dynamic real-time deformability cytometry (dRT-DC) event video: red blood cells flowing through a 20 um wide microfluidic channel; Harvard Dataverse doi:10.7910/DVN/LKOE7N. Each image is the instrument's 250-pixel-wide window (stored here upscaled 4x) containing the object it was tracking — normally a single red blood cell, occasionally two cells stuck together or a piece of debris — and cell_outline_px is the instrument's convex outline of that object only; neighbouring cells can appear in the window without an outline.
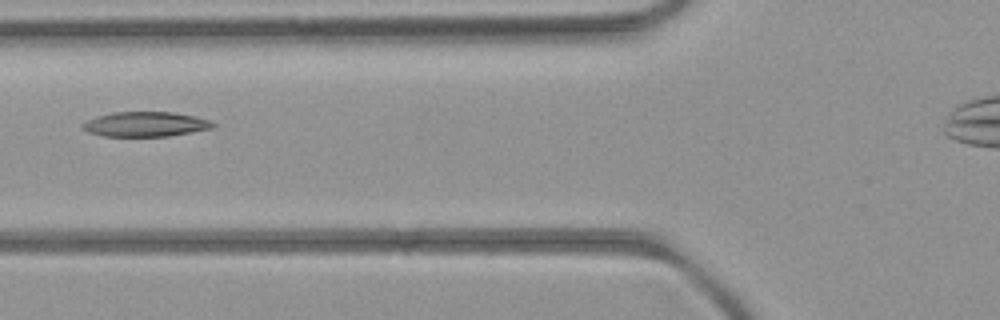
{"species": "common noctule bat (a hibernating species)", "species_latin": "Nyctalus noctula", "temperature_condition": "room temperature", "stored_images_in_passage": 7, "camera_frame_rate_fps": 3000, "um_per_image_px": 0.085, "animal": {"sex": "female", "body_mass_g": 21.9}, "frame": {"image": 1, "passage_image": 5, "time_ms": 5.667, "image_size_px": [1000, 320], "cell_outline_px": [[216, 124], [212, 128], [192, 132], [168, 136], [100, 136], [88, 132], [80, 128], [80, 124], [96, 116], [116, 112], [172, 112], [192, 116], [208, 120]], "centroid_in_image_um": [12.3, 10.56], "position_along_channel_um": 113.5, "area_um2": 18.79}}
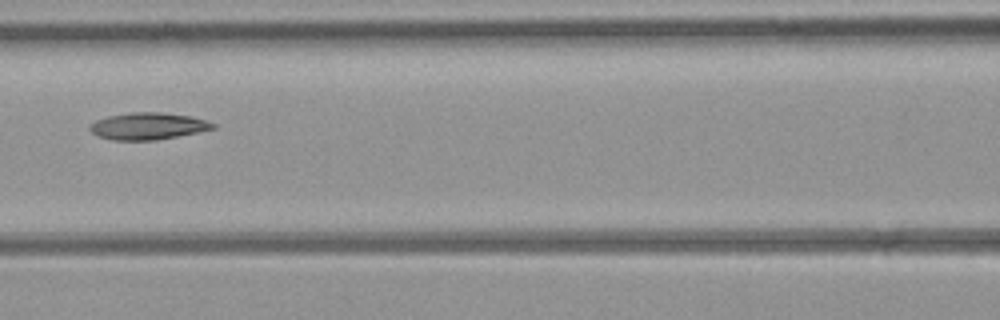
{"frame": {"image": 2, "passage_image": 6, "time_ms": 6.667, "image_size_px": [1000, 320], "cell_outline_px": [[216, 128], [176, 136], [152, 140], [112, 140], [100, 136], [92, 132], [88, 128], [96, 120], [108, 116], [132, 112], [160, 112], [188, 116], [204, 120], [216, 124]], "centroid_in_image_um": [12.56, 10.71], "position_along_channel_um": 154.0, "area_um2": 18.9}}
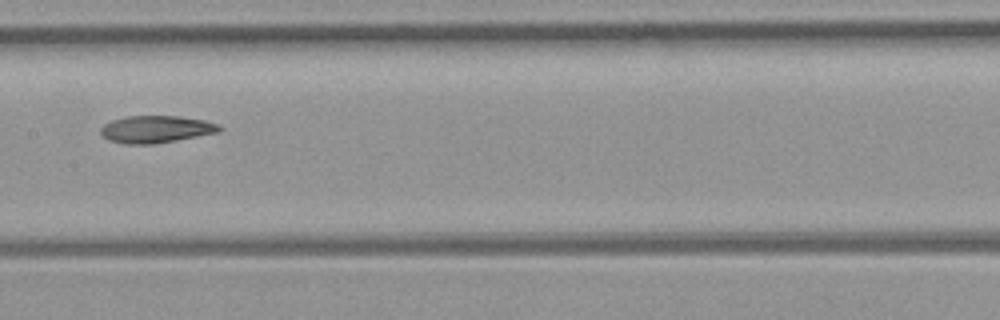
{"frame": {"image": 3, "passage_image": 7, "time_ms": 7.667, "image_size_px": [1000, 320], "cell_outline_px": [[224, 128], [220, 132], [176, 140], [152, 144], [124, 144], [108, 140], [100, 132], [100, 128], [104, 124], [112, 120], [128, 116], [180, 116], [204, 120], [220, 124]], "centroid_in_image_um": [13.29, 10.98], "position_along_channel_um": 194.1, "area_um2": 18.9}}